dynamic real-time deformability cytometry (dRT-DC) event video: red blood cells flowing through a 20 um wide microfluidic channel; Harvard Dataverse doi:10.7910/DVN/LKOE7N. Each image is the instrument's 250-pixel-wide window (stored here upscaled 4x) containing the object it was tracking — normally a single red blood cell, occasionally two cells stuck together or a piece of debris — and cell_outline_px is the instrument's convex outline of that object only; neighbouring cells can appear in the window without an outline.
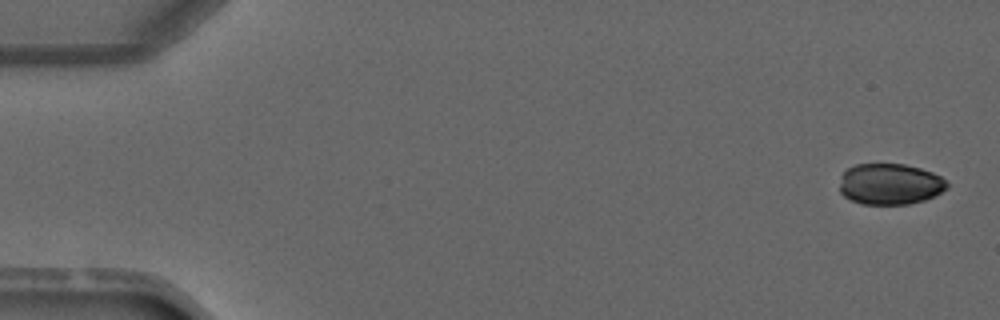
{"species": "common noctule bat (a hibernating species)", "species_latin": "Nyctalus noctula", "temperature_condition": "warm", "stored_images_in_passage": 5, "segment_of_instrument_passage": [1, 2], "camera_frame_rate_fps": 3000, "um_per_image_px": 0.085, "animal": {"sex": "male", "forearm_length_mm": 52.5}, "frame": {"image": 1, "passage_image": 1, "time_ms": 0.0, "image_size_px": [1000, 320], "cell_outline_px": [[948, 188], [936, 196], [924, 200], [908, 204], [860, 204], [844, 196], [840, 192], [840, 176], [848, 168], [856, 164], [904, 164], [920, 168], [932, 172], [940, 176], [948, 184]], "centroid_in_image_um": [75.65, 15.65], "position_along_channel_um": 9.4, "area_um2": 25.84}}
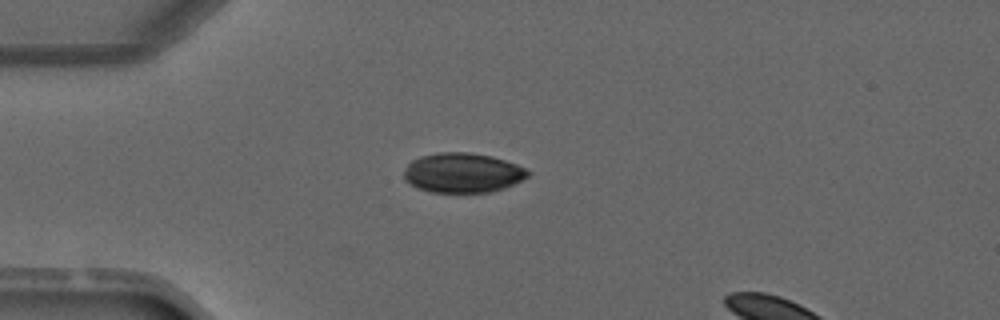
{"frame": {"image": 2, "passage_image": 4, "time_ms": 3.333, "image_size_px": [1000, 320], "cell_outline_px": [[532, 172], [528, 176], [504, 188], [492, 192], [428, 192], [416, 188], [408, 184], [404, 180], [404, 172], [408, 164], [412, 160], [420, 156], [440, 152], [468, 152], [492, 156], [516, 164]], "centroid_in_image_um": [39.29, 14.69], "position_along_channel_um": 45.7, "area_um2": 28.78}}